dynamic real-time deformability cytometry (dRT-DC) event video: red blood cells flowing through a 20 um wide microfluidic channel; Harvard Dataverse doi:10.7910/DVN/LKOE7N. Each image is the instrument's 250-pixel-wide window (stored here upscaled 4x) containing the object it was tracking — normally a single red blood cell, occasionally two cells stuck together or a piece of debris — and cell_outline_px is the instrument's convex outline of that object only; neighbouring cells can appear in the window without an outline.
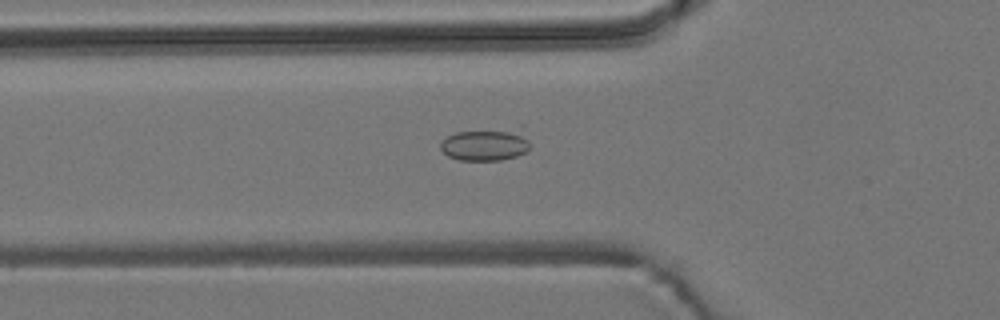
{"species": "common noctule bat (a hibernating species)", "species_latin": "Nyctalus noctula", "temperature_condition": "room temperature", "stored_images_in_passage": 54, "camera_frame_rate_fps": 3000, "um_per_image_px": 0.085, "animal": {"sex": "male", "body_mass_g": 19.2, "forearm_length_mm": 51.8}, "frame": {"image": 1, "passage_image": 18, "time_ms": 5.667, "image_size_px": [1000, 320], "cell_outline_px": [[528, 148], [524, 152], [516, 156], [500, 160], [460, 160], [448, 156], [440, 148], [440, 144], [448, 136], [456, 132], [520, 124], [524, 124], [528, 140]], "centroid_in_image_um": [41.39, 12.19], "position_along_channel_um": 84.4, "area_um2": 17.8}}
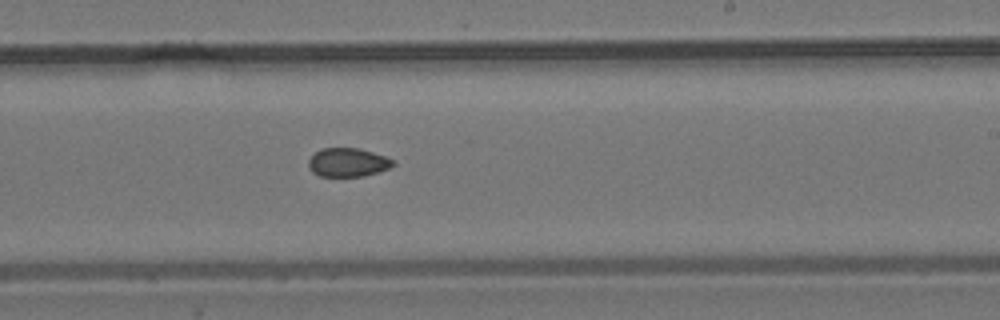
{"frame": {"image": 2, "passage_image": 32, "time_ms": 10.333, "image_size_px": [1000, 320], "cell_outline_px": [[396, 164], [388, 168], [364, 176], [320, 176], [312, 172], [308, 168], [308, 160], [320, 148], [360, 148], [396, 160]], "centroid_in_image_um": [29.56, 13.8], "position_along_channel_um": 259.4, "area_um2": 14.16}}
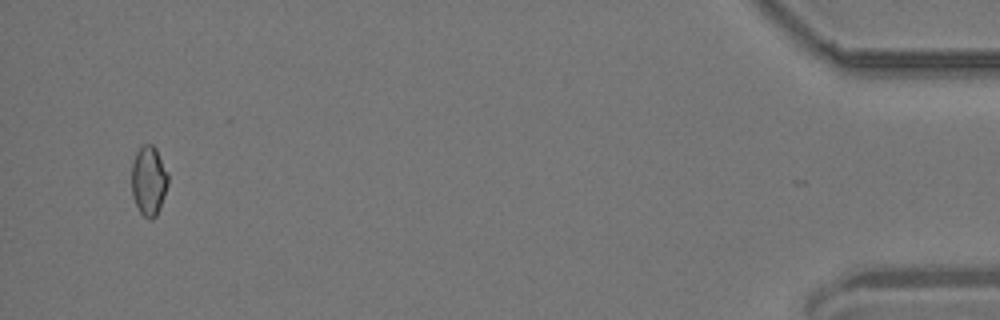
{"frame": {"image": 3, "passage_image": 52, "time_ms": 17.0, "image_size_px": [1000, 320], "cell_outline_px": [[168, 184], [160, 208], [156, 216], [152, 220], [148, 220], [140, 212], [132, 196], [132, 164], [136, 152], [144, 144], [152, 144], [156, 148], [168, 172]], "centroid_in_image_um": [12.65, 15.37], "position_along_channel_um": 422.5, "area_um2": 14.85}, "authors_computed_cell_mechanics": {"area_um2": 14.9124, "velocity_mm_per_s": 3.7255, "shape_relaxation_time_tau1_ms": null, "shape_relaxation_time_tau2_ms": 7.7353, "deformation_change_tau1": null, "deformation_change_tau2": 0.0706}}